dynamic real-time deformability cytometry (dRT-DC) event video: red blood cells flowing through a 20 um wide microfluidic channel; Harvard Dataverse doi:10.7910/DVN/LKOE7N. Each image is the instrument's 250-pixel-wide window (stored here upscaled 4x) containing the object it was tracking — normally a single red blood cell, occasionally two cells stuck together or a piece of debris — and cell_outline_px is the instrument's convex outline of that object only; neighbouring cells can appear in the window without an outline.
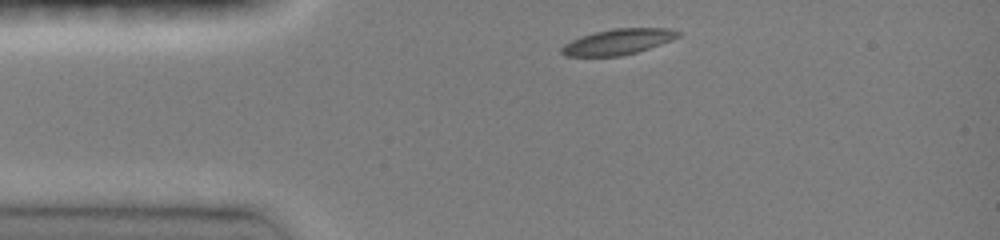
{"species": "common noctule bat (a hibernating species)", "species_latin": "Nyctalus noctula", "temperature_condition": "room temperature", "stored_images_in_passage": 5, "camera_frame_rate_fps": 3000, "um_per_image_px": 0.085, "animal": {"sex": "female", "body_mass_g": 19.0, "forearm_length_mm": 51.5}, "frame": {"image": 1, "passage_image": 1, "time_ms": 0.0, "image_size_px": [1000, 240], "cell_outline_px": [[680, 36], [672, 40], [636, 52], [620, 56], [564, 56], [560, 52], [560, 48], [564, 44], [580, 36], [596, 32], [616, 28], [668, 28], [680, 32]], "centroid_in_image_um": [52.51, 3.55], "position_along_channel_um": 32.5, "area_um2": 17.28}}